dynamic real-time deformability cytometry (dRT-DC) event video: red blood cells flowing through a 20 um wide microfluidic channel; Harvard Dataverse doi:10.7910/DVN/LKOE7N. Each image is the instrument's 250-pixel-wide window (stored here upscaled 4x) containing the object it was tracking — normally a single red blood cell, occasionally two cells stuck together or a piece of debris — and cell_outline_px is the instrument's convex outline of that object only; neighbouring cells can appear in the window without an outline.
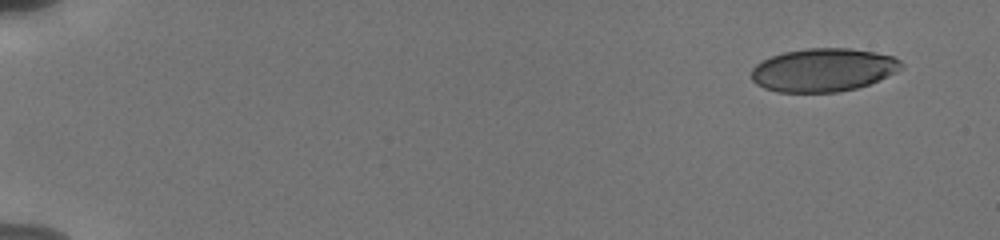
{"species": "human", "species_latin": "Homo sapiens", "temperature_condition": "cold", "stored_images_in_passage": 29, "camera_frame_rate_fps": 3000, "um_per_image_px": 0.085, "donor": {"sex": "male"}, "frame": {"image": 1, "passage_image": 1, "time_ms": 0.0, "image_size_px": [1000, 240], "cell_outline_px": [[904, 68], [896, 72], [868, 84], [856, 88], [840, 92], [776, 92], [764, 88], [756, 84], [752, 80], [752, 68], [756, 64], [772, 56], [784, 52], [808, 48], [848, 48], [876, 52], [892, 56], [900, 60], [904, 64]], "centroid_in_image_um": [69.99, 5.95], "position_along_channel_um": 15.0, "area_um2": 37.8}}
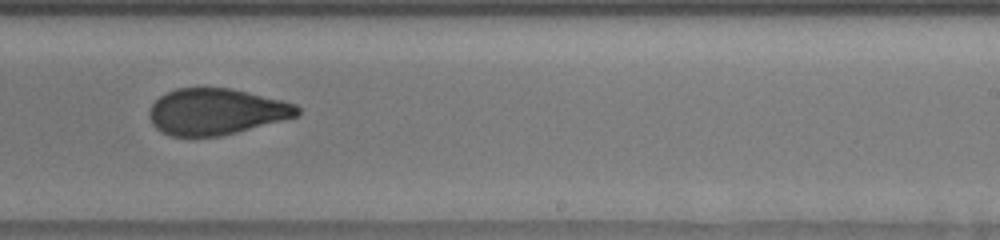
{"frame": {"image": 2, "passage_image": 16, "time_ms": 11.0, "image_size_px": [1000, 240], "cell_outline_px": [[300, 112], [296, 116], [236, 132], [220, 136], [168, 136], [160, 132], [152, 124], [148, 116], [148, 112], [152, 104], [160, 96], [176, 88], [232, 88], [296, 104], [300, 108]], "centroid_in_image_um": [18.32, 9.49], "position_along_channel_um": 270.7, "area_um2": 39.65}}
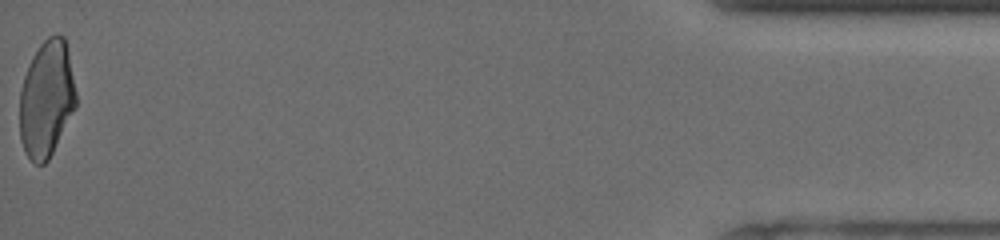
{"frame": {"image": 3, "passage_image": 29, "time_ms": 17.333, "image_size_px": [1000, 240], "cell_outline_px": [[76, 108], [48, 160], [44, 164], [36, 164], [24, 152], [20, 140], [20, 92], [24, 76], [32, 56], [40, 44], [48, 36], [56, 32], [64, 36], [68, 52], [76, 92]], "centroid_in_image_um": [3.96, 8.39], "position_along_channel_um": 431.2, "area_um2": 38.38}, "authors_computed_cell_mechanics": {"area_um2": 40.5756, "velocity_mm_per_s": 3.7975, "shape_relaxation_time_tau1_ms": 5.2165, "shape_relaxation_time_tau2_ms": 1.1707, "deformation_change_tau1": 0.1522, "deformation_change_tau2": 0.0597}}